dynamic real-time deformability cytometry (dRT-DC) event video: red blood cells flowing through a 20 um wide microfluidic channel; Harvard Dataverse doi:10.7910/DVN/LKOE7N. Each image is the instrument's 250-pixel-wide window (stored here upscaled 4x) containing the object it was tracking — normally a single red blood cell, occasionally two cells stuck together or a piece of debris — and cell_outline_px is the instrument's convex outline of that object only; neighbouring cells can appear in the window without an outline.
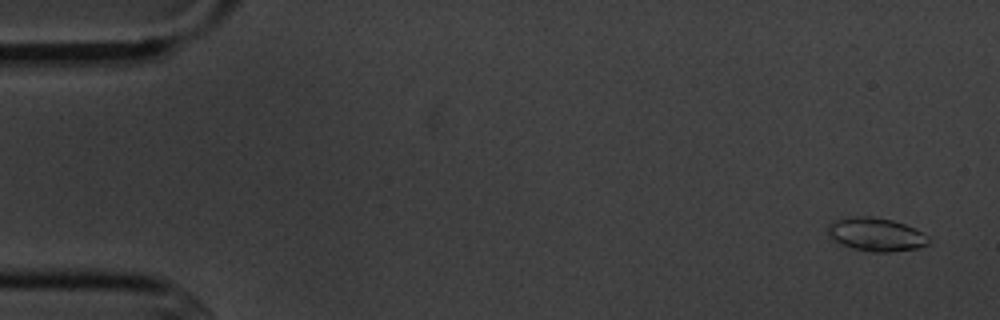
{"species": "common noctule bat (a hibernating species)", "species_latin": "Nyctalus noctula", "temperature_condition": "cold", "stored_images_in_passage": 5, "camera_frame_rate_fps": 3000, "um_per_image_px": 0.085, "animal": {"sex": "male", "body_mass_g": 20.1, "forearm_length_mm": 53.5}, "frame": {"image": 1, "passage_image": 1, "time_ms": 0.0, "image_size_px": [1000, 320], "cell_outline_px": [[928, 244], [916, 248], [888, 252], [872, 252], [852, 248], [828, 236], [828, 224], [836, 220], [860, 216], [872, 216], [892, 220], [904, 224], [928, 236]], "centroid_in_image_um": [74.45, 19.93], "position_along_channel_um": 10.6, "area_um2": 19.13}}